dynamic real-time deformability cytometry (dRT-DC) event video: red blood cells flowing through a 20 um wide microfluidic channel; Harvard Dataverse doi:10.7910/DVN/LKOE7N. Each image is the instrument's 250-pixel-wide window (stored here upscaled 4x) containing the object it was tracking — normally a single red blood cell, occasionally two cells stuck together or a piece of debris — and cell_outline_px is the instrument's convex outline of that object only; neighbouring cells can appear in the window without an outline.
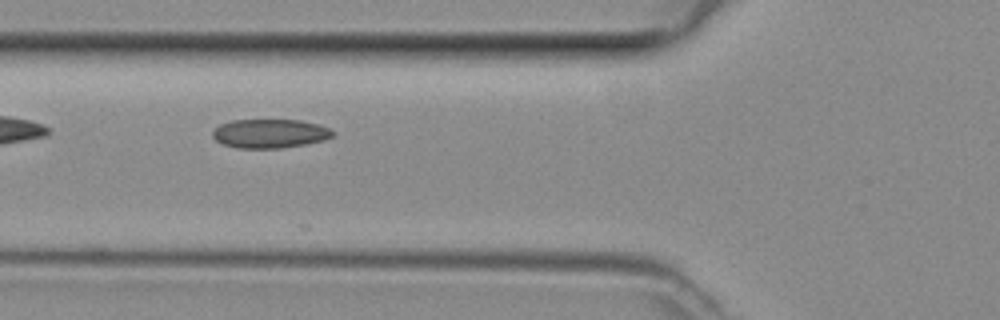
{"species": "common noctule bat (a hibernating species)", "species_latin": "Nyctalus noctula", "temperature_condition": "room temperature", "stored_images_in_passage": 10, "camera_frame_rate_fps": 3000, "um_per_image_px": 0.085, "animal": {"sex": "female", "body_mass_g": 29.2, "forearm_length_mm": 56.3}, "frame": {"image": 1, "passage_image": 5, "time_ms": 1.333, "image_size_px": [1000, 320], "cell_outline_px": [[336, 132], [332, 136], [324, 140], [304, 144], [280, 148], [236, 148], [224, 144], [216, 140], [212, 136], [212, 132], [220, 124], [232, 120], [300, 120], [316, 124], [328, 128]], "centroid_in_image_um": [22.92, 11.35], "position_along_channel_um": 102.9, "area_um2": 20.11}}
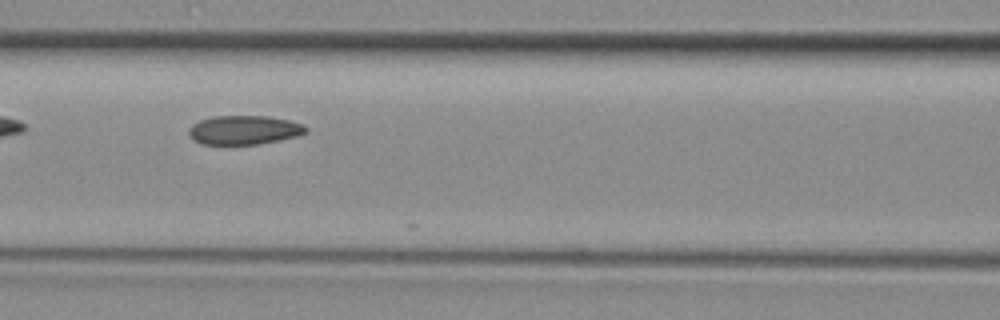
{"frame": {"image": 2, "passage_image": 8, "time_ms": 2.333, "image_size_px": [1000, 320], "cell_outline_px": [[308, 132], [296, 136], [256, 144], [200, 144], [192, 140], [188, 132], [188, 128], [192, 124], [200, 120], [212, 116], [268, 116], [288, 120], [304, 124], [308, 128]], "centroid_in_image_um": [20.71, 11.04], "position_along_channel_um": 145.9, "area_um2": 19.83}}